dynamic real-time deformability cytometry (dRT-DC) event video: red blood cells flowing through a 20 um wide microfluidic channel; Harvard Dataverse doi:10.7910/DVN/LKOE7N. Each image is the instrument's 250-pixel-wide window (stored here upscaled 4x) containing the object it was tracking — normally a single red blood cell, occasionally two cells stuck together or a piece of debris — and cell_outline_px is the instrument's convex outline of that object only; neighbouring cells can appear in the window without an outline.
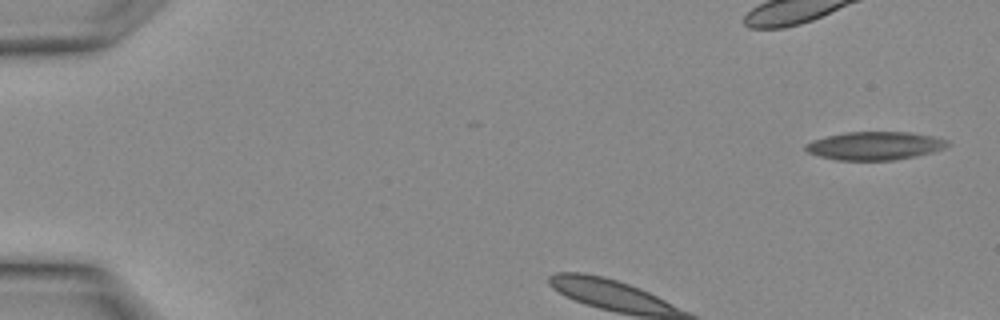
{"species": "Egyptian fruit bat (a non-hibernating species)", "species_latin": "Rousettus aegyptiacus", "temperature_condition": "warm", "stored_images_in_passage": 13, "camera_frame_rate_fps": 3000, "um_per_image_px": 0.085, "animal": {"sex": "female"}, "frame": {"image": 1, "passage_image": 1, "time_ms": 0.0, "image_size_px": [1000, 320], "cell_outline_px": [[952, 144], [944, 148], [932, 152], [916, 156], [892, 160], [836, 160], [820, 156], [808, 152], [804, 148], [804, 144], [812, 140], [844, 132], [908, 132], [932, 136], [948, 140]], "centroid_in_image_um": [74.36, 12.39], "position_along_channel_um": 10.6, "area_um2": 23.35}}
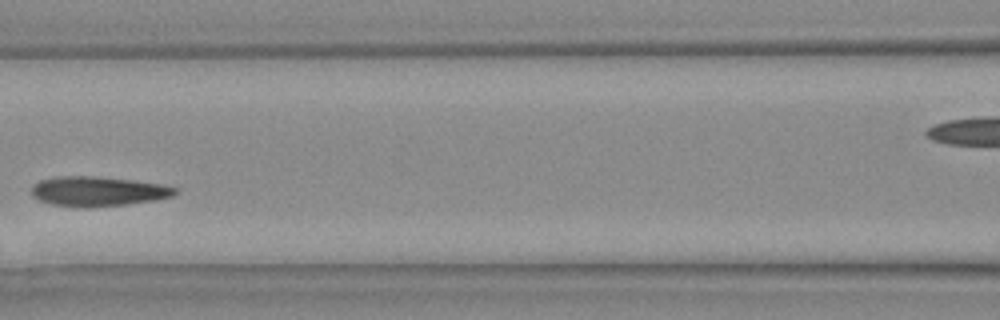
{"frame": {"image": 2, "passage_image": 10, "time_ms": 3.0, "image_size_px": [1000, 320], "cell_outline_px": [[180, 192], [172, 196], [156, 200], [128, 204], [88, 208], [80, 208], [52, 204], [40, 200], [32, 196], [32, 184], [40, 180], [56, 176], [92, 176], [164, 184], [176, 188]], "centroid_in_image_um": [8.32, 16.27], "position_along_channel_um": 158.3, "area_um2": 25.03}}